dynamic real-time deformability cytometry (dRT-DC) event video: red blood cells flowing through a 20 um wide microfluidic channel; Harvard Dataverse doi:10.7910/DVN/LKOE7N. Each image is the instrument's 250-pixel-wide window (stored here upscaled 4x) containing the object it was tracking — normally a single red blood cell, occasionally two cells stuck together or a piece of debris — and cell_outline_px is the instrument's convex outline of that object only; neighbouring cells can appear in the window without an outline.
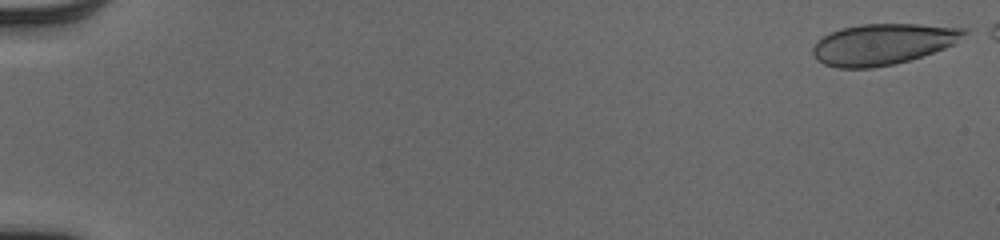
{"species": "human", "species_latin": "Homo sapiens", "temperature_condition": "cold", "stored_images_in_passage": 51, "camera_frame_rate_fps": 3000, "um_per_image_px": 0.085, "donor": {"sex": "male"}, "frame": {"image": 1, "passage_image": 1, "time_ms": 0.0, "image_size_px": [1000, 240], "cell_outline_px": [[968, 32], [952, 44], [944, 48], [896, 64], [872, 68], [836, 68], [824, 64], [816, 60], [812, 56], [812, 48], [816, 40], [840, 28], [860, 24], [920, 24], [968, 28]], "centroid_in_image_um": [74.99, 3.75], "position_along_channel_um": 10.0, "area_um2": 36.24}}
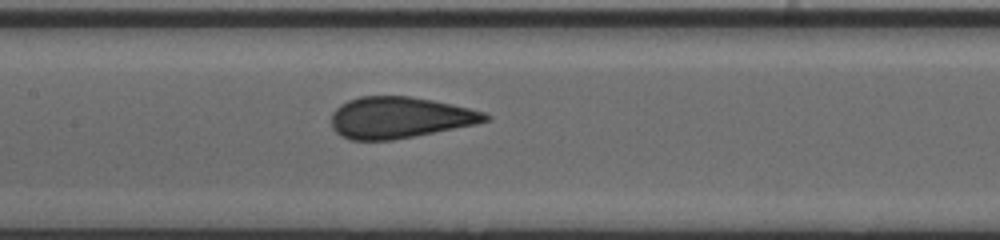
{"frame": {"image": 2, "passage_image": 27, "time_ms": 8.667, "image_size_px": [1000, 240], "cell_outline_px": [[492, 120], [476, 124], [392, 140], [352, 140], [340, 136], [332, 128], [332, 112], [340, 104], [348, 100], [360, 96], [408, 96], [432, 100], [452, 104], [484, 112], [492, 116]], "centroid_in_image_um": [33.96, 9.99], "position_along_channel_um": 173.4, "area_um2": 37.05}}
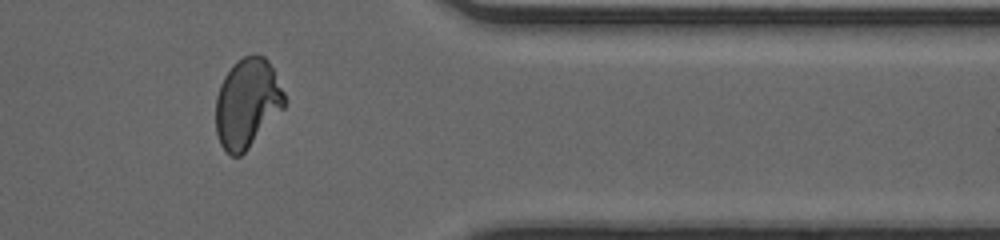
{"frame": {"image": 3, "passage_image": 44, "time_ms": 14.333, "image_size_px": [1000, 240], "cell_outline_px": [[284, 108], [248, 148], [240, 156], [232, 156], [220, 144], [216, 132], [216, 96], [220, 84], [224, 76], [232, 64], [244, 56], [264, 56], [268, 60], [284, 92]], "centroid_in_image_um": [20.99, 8.77], "position_along_channel_um": 390.4, "area_um2": 35.37}}